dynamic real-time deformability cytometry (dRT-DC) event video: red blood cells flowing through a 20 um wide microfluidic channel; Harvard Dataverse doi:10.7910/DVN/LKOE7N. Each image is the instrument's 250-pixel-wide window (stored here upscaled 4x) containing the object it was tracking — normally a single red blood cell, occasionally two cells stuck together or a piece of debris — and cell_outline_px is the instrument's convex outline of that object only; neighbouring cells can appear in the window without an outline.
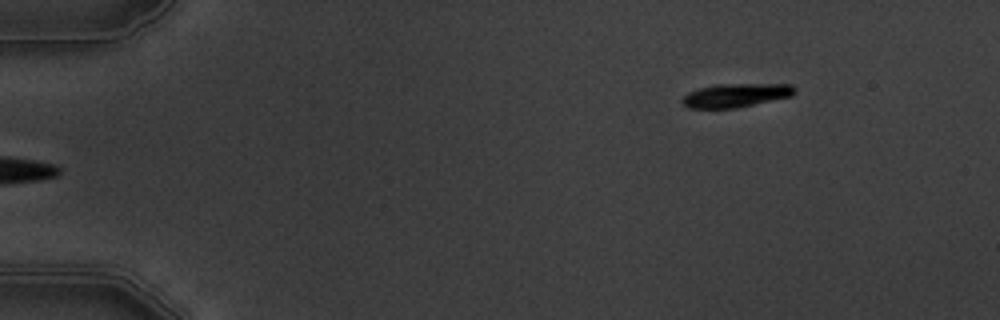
{"species": "common noctule bat (a hibernating species)", "species_latin": "Nyctalus noctula", "temperature_condition": "warm", "stored_images_in_passage": 5, "camera_frame_rate_fps": 3000, "um_per_image_px": 0.085, "animal": {"sex": "male", "body_mass_g": 19.5, "forearm_length_mm": 54.6}, "frame": {"image": 1, "passage_image": 5, "time_ms": 4.667, "image_size_px": [1000, 320], "cell_outline_px": [[796, 92], [792, 96], [732, 108], [688, 108], [680, 100], [688, 92], [700, 88], [716, 84], [792, 84], [796, 88]], "centroid_in_image_um": [62.55, 8.09], "position_along_channel_um": 22.5, "area_um2": 15.37}}